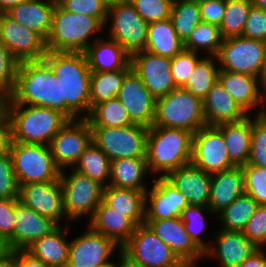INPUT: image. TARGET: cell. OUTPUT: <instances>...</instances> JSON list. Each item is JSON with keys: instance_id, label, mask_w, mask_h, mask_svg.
<instances>
[{"instance_id": "obj_1", "label": "cell", "mask_w": 266, "mask_h": 267, "mask_svg": "<svg viewBox=\"0 0 266 267\" xmlns=\"http://www.w3.org/2000/svg\"><path fill=\"white\" fill-rule=\"evenodd\" d=\"M42 60L60 84L61 113L69 120L86 119L91 111V70L84 52L47 51Z\"/></svg>"}, {"instance_id": "obj_2", "label": "cell", "mask_w": 266, "mask_h": 267, "mask_svg": "<svg viewBox=\"0 0 266 267\" xmlns=\"http://www.w3.org/2000/svg\"><path fill=\"white\" fill-rule=\"evenodd\" d=\"M192 137L193 133L182 128L149 127L146 148L149 173L166 177L171 171L191 163Z\"/></svg>"}, {"instance_id": "obj_3", "label": "cell", "mask_w": 266, "mask_h": 267, "mask_svg": "<svg viewBox=\"0 0 266 267\" xmlns=\"http://www.w3.org/2000/svg\"><path fill=\"white\" fill-rule=\"evenodd\" d=\"M7 104L35 105L61 112L60 84L51 68L43 60L20 62Z\"/></svg>"}, {"instance_id": "obj_4", "label": "cell", "mask_w": 266, "mask_h": 267, "mask_svg": "<svg viewBox=\"0 0 266 267\" xmlns=\"http://www.w3.org/2000/svg\"><path fill=\"white\" fill-rule=\"evenodd\" d=\"M7 111L14 142L49 145L69 120L58 110L35 105L7 104Z\"/></svg>"}, {"instance_id": "obj_5", "label": "cell", "mask_w": 266, "mask_h": 267, "mask_svg": "<svg viewBox=\"0 0 266 267\" xmlns=\"http://www.w3.org/2000/svg\"><path fill=\"white\" fill-rule=\"evenodd\" d=\"M103 29L104 25L97 18L68 12L57 3L46 39L47 51L84 52L95 41L90 37L102 33Z\"/></svg>"}, {"instance_id": "obj_6", "label": "cell", "mask_w": 266, "mask_h": 267, "mask_svg": "<svg viewBox=\"0 0 266 267\" xmlns=\"http://www.w3.org/2000/svg\"><path fill=\"white\" fill-rule=\"evenodd\" d=\"M206 125L203 100L183 87L156 99L153 126L182 128L196 133Z\"/></svg>"}, {"instance_id": "obj_7", "label": "cell", "mask_w": 266, "mask_h": 267, "mask_svg": "<svg viewBox=\"0 0 266 267\" xmlns=\"http://www.w3.org/2000/svg\"><path fill=\"white\" fill-rule=\"evenodd\" d=\"M9 153L19 186L60 178L49 145L12 141Z\"/></svg>"}, {"instance_id": "obj_8", "label": "cell", "mask_w": 266, "mask_h": 267, "mask_svg": "<svg viewBox=\"0 0 266 267\" xmlns=\"http://www.w3.org/2000/svg\"><path fill=\"white\" fill-rule=\"evenodd\" d=\"M69 171L72 172L67 175L65 169L61 170L59 178L67 224L72 220L75 221L84 217L85 214L89 215V220L97 206L102 202L104 189L101 183L85 174L73 168H70Z\"/></svg>"}, {"instance_id": "obj_9", "label": "cell", "mask_w": 266, "mask_h": 267, "mask_svg": "<svg viewBox=\"0 0 266 267\" xmlns=\"http://www.w3.org/2000/svg\"><path fill=\"white\" fill-rule=\"evenodd\" d=\"M108 38L115 40L130 55L144 51L147 44L148 23L129 0H112L108 5Z\"/></svg>"}, {"instance_id": "obj_10", "label": "cell", "mask_w": 266, "mask_h": 267, "mask_svg": "<svg viewBox=\"0 0 266 267\" xmlns=\"http://www.w3.org/2000/svg\"><path fill=\"white\" fill-rule=\"evenodd\" d=\"M92 141L111 161L146 157L149 127L133 124L124 127H91Z\"/></svg>"}, {"instance_id": "obj_11", "label": "cell", "mask_w": 266, "mask_h": 267, "mask_svg": "<svg viewBox=\"0 0 266 267\" xmlns=\"http://www.w3.org/2000/svg\"><path fill=\"white\" fill-rule=\"evenodd\" d=\"M120 251L128 262L139 267H170L180 261L145 223L136 226Z\"/></svg>"}, {"instance_id": "obj_12", "label": "cell", "mask_w": 266, "mask_h": 267, "mask_svg": "<svg viewBox=\"0 0 266 267\" xmlns=\"http://www.w3.org/2000/svg\"><path fill=\"white\" fill-rule=\"evenodd\" d=\"M216 59L220 70L244 73L261 79L265 42L242 36L223 39Z\"/></svg>"}, {"instance_id": "obj_13", "label": "cell", "mask_w": 266, "mask_h": 267, "mask_svg": "<svg viewBox=\"0 0 266 267\" xmlns=\"http://www.w3.org/2000/svg\"><path fill=\"white\" fill-rule=\"evenodd\" d=\"M191 163L208 174L235 166L229 159L223 134L217 126L205 125L193 134Z\"/></svg>"}, {"instance_id": "obj_14", "label": "cell", "mask_w": 266, "mask_h": 267, "mask_svg": "<svg viewBox=\"0 0 266 267\" xmlns=\"http://www.w3.org/2000/svg\"><path fill=\"white\" fill-rule=\"evenodd\" d=\"M91 142L92 129L87 119L68 120L49 143L55 165L60 170L73 168Z\"/></svg>"}, {"instance_id": "obj_15", "label": "cell", "mask_w": 266, "mask_h": 267, "mask_svg": "<svg viewBox=\"0 0 266 267\" xmlns=\"http://www.w3.org/2000/svg\"><path fill=\"white\" fill-rule=\"evenodd\" d=\"M0 40L20 63L39 61L47 53L46 40L36 31L0 13Z\"/></svg>"}, {"instance_id": "obj_16", "label": "cell", "mask_w": 266, "mask_h": 267, "mask_svg": "<svg viewBox=\"0 0 266 267\" xmlns=\"http://www.w3.org/2000/svg\"><path fill=\"white\" fill-rule=\"evenodd\" d=\"M115 249L119 251L121 247L87 226L83 234L70 241L66 267H104L113 262L110 258Z\"/></svg>"}, {"instance_id": "obj_17", "label": "cell", "mask_w": 266, "mask_h": 267, "mask_svg": "<svg viewBox=\"0 0 266 267\" xmlns=\"http://www.w3.org/2000/svg\"><path fill=\"white\" fill-rule=\"evenodd\" d=\"M130 64L155 99L166 96L177 87L171 74L170 58L144 50L132 54Z\"/></svg>"}, {"instance_id": "obj_18", "label": "cell", "mask_w": 266, "mask_h": 267, "mask_svg": "<svg viewBox=\"0 0 266 267\" xmlns=\"http://www.w3.org/2000/svg\"><path fill=\"white\" fill-rule=\"evenodd\" d=\"M19 200L38 214L54 220L58 225H61L66 217L60 179L20 185Z\"/></svg>"}, {"instance_id": "obj_19", "label": "cell", "mask_w": 266, "mask_h": 267, "mask_svg": "<svg viewBox=\"0 0 266 267\" xmlns=\"http://www.w3.org/2000/svg\"><path fill=\"white\" fill-rule=\"evenodd\" d=\"M117 98L122 102L134 124L153 125L156 99L141 78L132 70L125 76Z\"/></svg>"}, {"instance_id": "obj_20", "label": "cell", "mask_w": 266, "mask_h": 267, "mask_svg": "<svg viewBox=\"0 0 266 267\" xmlns=\"http://www.w3.org/2000/svg\"><path fill=\"white\" fill-rule=\"evenodd\" d=\"M153 182L145 194V219L181 216L182 210L189 205L185 195L166 177L158 176Z\"/></svg>"}, {"instance_id": "obj_21", "label": "cell", "mask_w": 266, "mask_h": 267, "mask_svg": "<svg viewBox=\"0 0 266 267\" xmlns=\"http://www.w3.org/2000/svg\"><path fill=\"white\" fill-rule=\"evenodd\" d=\"M144 223L178 256L180 260L198 262L204 252L194 243L186 232L181 217L170 219H145ZM202 257V258H201Z\"/></svg>"}, {"instance_id": "obj_22", "label": "cell", "mask_w": 266, "mask_h": 267, "mask_svg": "<svg viewBox=\"0 0 266 267\" xmlns=\"http://www.w3.org/2000/svg\"><path fill=\"white\" fill-rule=\"evenodd\" d=\"M211 242L204 256L216 258L221 267H239L259 249L241 231L219 229Z\"/></svg>"}, {"instance_id": "obj_23", "label": "cell", "mask_w": 266, "mask_h": 267, "mask_svg": "<svg viewBox=\"0 0 266 267\" xmlns=\"http://www.w3.org/2000/svg\"><path fill=\"white\" fill-rule=\"evenodd\" d=\"M218 81L234 101L248 114L257 106L265 107L266 91L260 78L231 71L220 70Z\"/></svg>"}, {"instance_id": "obj_24", "label": "cell", "mask_w": 266, "mask_h": 267, "mask_svg": "<svg viewBox=\"0 0 266 267\" xmlns=\"http://www.w3.org/2000/svg\"><path fill=\"white\" fill-rule=\"evenodd\" d=\"M14 214L13 251L25 250L59 226L54 220L38 214L20 200L15 203Z\"/></svg>"}, {"instance_id": "obj_25", "label": "cell", "mask_w": 266, "mask_h": 267, "mask_svg": "<svg viewBox=\"0 0 266 267\" xmlns=\"http://www.w3.org/2000/svg\"><path fill=\"white\" fill-rule=\"evenodd\" d=\"M166 178L185 195L189 205L208 206L211 174L189 163L171 171Z\"/></svg>"}, {"instance_id": "obj_26", "label": "cell", "mask_w": 266, "mask_h": 267, "mask_svg": "<svg viewBox=\"0 0 266 267\" xmlns=\"http://www.w3.org/2000/svg\"><path fill=\"white\" fill-rule=\"evenodd\" d=\"M84 54L91 72H112L131 68V55L115 40L95 37Z\"/></svg>"}, {"instance_id": "obj_27", "label": "cell", "mask_w": 266, "mask_h": 267, "mask_svg": "<svg viewBox=\"0 0 266 267\" xmlns=\"http://www.w3.org/2000/svg\"><path fill=\"white\" fill-rule=\"evenodd\" d=\"M88 226L122 247L130 239L137 225L124 213H119L102 201L89 219Z\"/></svg>"}, {"instance_id": "obj_28", "label": "cell", "mask_w": 266, "mask_h": 267, "mask_svg": "<svg viewBox=\"0 0 266 267\" xmlns=\"http://www.w3.org/2000/svg\"><path fill=\"white\" fill-rule=\"evenodd\" d=\"M203 112L206 125L217 126L223 123H237L248 114L234 101L217 81L203 99Z\"/></svg>"}, {"instance_id": "obj_29", "label": "cell", "mask_w": 266, "mask_h": 267, "mask_svg": "<svg viewBox=\"0 0 266 267\" xmlns=\"http://www.w3.org/2000/svg\"><path fill=\"white\" fill-rule=\"evenodd\" d=\"M244 193V172L242 166L211 174L210 198L208 206L217 214L228 207Z\"/></svg>"}, {"instance_id": "obj_30", "label": "cell", "mask_w": 266, "mask_h": 267, "mask_svg": "<svg viewBox=\"0 0 266 267\" xmlns=\"http://www.w3.org/2000/svg\"><path fill=\"white\" fill-rule=\"evenodd\" d=\"M56 4L49 0H30L11 7L6 14L19 24L36 31L46 40L52 28Z\"/></svg>"}, {"instance_id": "obj_31", "label": "cell", "mask_w": 266, "mask_h": 267, "mask_svg": "<svg viewBox=\"0 0 266 267\" xmlns=\"http://www.w3.org/2000/svg\"><path fill=\"white\" fill-rule=\"evenodd\" d=\"M64 227L59 225L50 234L34 241L25 250L51 267H66L70 246L66 234L70 226L64 224Z\"/></svg>"}, {"instance_id": "obj_32", "label": "cell", "mask_w": 266, "mask_h": 267, "mask_svg": "<svg viewBox=\"0 0 266 267\" xmlns=\"http://www.w3.org/2000/svg\"><path fill=\"white\" fill-rule=\"evenodd\" d=\"M146 190L118 188L107 185L103 189L102 201L119 213H124L136 225L144 224Z\"/></svg>"}, {"instance_id": "obj_33", "label": "cell", "mask_w": 266, "mask_h": 267, "mask_svg": "<svg viewBox=\"0 0 266 267\" xmlns=\"http://www.w3.org/2000/svg\"><path fill=\"white\" fill-rule=\"evenodd\" d=\"M221 130L229 159L235 166L246 165L251 149V117L248 115L237 123L217 125Z\"/></svg>"}, {"instance_id": "obj_34", "label": "cell", "mask_w": 266, "mask_h": 267, "mask_svg": "<svg viewBox=\"0 0 266 267\" xmlns=\"http://www.w3.org/2000/svg\"><path fill=\"white\" fill-rule=\"evenodd\" d=\"M148 173L146 157L117 159L111 161L109 185L118 188L147 190L148 187L144 180Z\"/></svg>"}, {"instance_id": "obj_35", "label": "cell", "mask_w": 266, "mask_h": 267, "mask_svg": "<svg viewBox=\"0 0 266 267\" xmlns=\"http://www.w3.org/2000/svg\"><path fill=\"white\" fill-rule=\"evenodd\" d=\"M184 49L170 18L148 24L145 51L172 59Z\"/></svg>"}, {"instance_id": "obj_36", "label": "cell", "mask_w": 266, "mask_h": 267, "mask_svg": "<svg viewBox=\"0 0 266 267\" xmlns=\"http://www.w3.org/2000/svg\"><path fill=\"white\" fill-rule=\"evenodd\" d=\"M73 169L85 174L93 180H96L104 187L109 185L111 175V160L93 143V141L81 153L80 158L74 165Z\"/></svg>"}, {"instance_id": "obj_37", "label": "cell", "mask_w": 266, "mask_h": 267, "mask_svg": "<svg viewBox=\"0 0 266 267\" xmlns=\"http://www.w3.org/2000/svg\"><path fill=\"white\" fill-rule=\"evenodd\" d=\"M131 70V68H124L123 70H116L112 72H91V109L96 104L116 98L120 88L122 87L125 76Z\"/></svg>"}, {"instance_id": "obj_38", "label": "cell", "mask_w": 266, "mask_h": 267, "mask_svg": "<svg viewBox=\"0 0 266 267\" xmlns=\"http://www.w3.org/2000/svg\"><path fill=\"white\" fill-rule=\"evenodd\" d=\"M258 206L259 204L253 197L243 193L228 207L217 213L219 222H222L223 226L220 229L242 232Z\"/></svg>"}, {"instance_id": "obj_39", "label": "cell", "mask_w": 266, "mask_h": 267, "mask_svg": "<svg viewBox=\"0 0 266 267\" xmlns=\"http://www.w3.org/2000/svg\"><path fill=\"white\" fill-rule=\"evenodd\" d=\"M86 119L91 127H124L134 124L117 97L96 104Z\"/></svg>"}, {"instance_id": "obj_40", "label": "cell", "mask_w": 266, "mask_h": 267, "mask_svg": "<svg viewBox=\"0 0 266 267\" xmlns=\"http://www.w3.org/2000/svg\"><path fill=\"white\" fill-rule=\"evenodd\" d=\"M170 20L177 36L184 43L202 22L198 0H175L171 6Z\"/></svg>"}, {"instance_id": "obj_41", "label": "cell", "mask_w": 266, "mask_h": 267, "mask_svg": "<svg viewBox=\"0 0 266 267\" xmlns=\"http://www.w3.org/2000/svg\"><path fill=\"white\" fill-rule=\"evenodd\" d=\"M216 56H204L196 65L184 87L194 96L204 99L218 81L220 68Z\"/></svg>"}, {"instance_id": "obj_42", "label": "cell", "mask_w": 266, "mask_h": 267, "mask_svg": "<svg viewBox=\"0 0 266 267\" xmlns=\"http://www.w3.org/2000/svg\"><path fill=\"white\" fill-rule=\"evenodd\" d=\"M222 41L218 26L200 22L184 42V49L197 53L204 50L208 56H216Z\"/></svg>"}, {"instance_id": "obj_43", "label": "cell", "mask_w": 266, "mask_h": 267, "mask_svg": "<svg viewBox=\"0 0 266 267\" xmlns=\"http://www.w3.org/2000/svg\"><path fill=\"white\" fill-rule=\"evenodd\" d=\"M251 7L249 0H226L224 16L219 26L223 39L242 36Z\"/></svg>"}, {"instance_id": "obj_44", "label": "cell", "mask_w": 266, "mask_h": 267, "mask_svg": "<svg viewBox=\"0 0 266 267\" xmlns=\"http://www.w3.org/2000/svg\"><path fill=\"white\" fill-rule=\"evenodd\" d=\"M205 211H207L209 215L214 214L209 206L188 205L182 210L180 216L186 232L203 252L211 246V244L205 242L200 236L206 227Z\"/></svg>"}, {"instance_id": "obj_45", "label": "cell", "mask_w": 266, "mask_h": 267, "mask_svg": "<svg viewBox=\"0 0 266 267\" xmlns=\"http://www.w3.org/2000/svg\"><path fill=\"white\" fill-rule=\"evenodd\" d=\"M251 119V149L247 164L266 168V109Z\"/></svg>"}, {"instance_id": "obj_46", "label": "cell", "mask_w": 266, "mask_h": 267, "mask_svg": "<svg viewBox=\"0 0 266 267\" xmlns=\"http://www.w3.org/2000/svg\"><path fill=\"white\" fill-rule=\"evenodd\" d=\"M244 172V193L253 197L259 205H266V168L246 164Z\"/></svg>"}, {"instance_id": "obj_47", "label": "cell", "mask_w": 266, "mask_h": 267, "mask_svg": "<svg viewBox=\"0 0 266 267\" xmlns=\"http://www.w3.org/2000/svg\"><path fill=\"white\" fill-rule=\"evenodd\" d=\"M197 52L183 49L171 59V74L177 87H185L197 63L203 58Z\"/></svg>"}, {"instance_id": "obj_48", "label": "cell", "mask_w": 266, "mask_h": 267, "mask_svg": "<svg viewBox=\"0 0 266 267\" xmlns=\"http://www.w3.org/2000/svg\"><path fill=\"white\" fill-rule=\"evenodd\" d=\"M58 4L66 11L97 18L104 26L107 22V0H60Z\"/></svg>"}, {"instance_id": "obj_49", "label": "cell", "mask_w": 266, "mask_h": 267, "mask_svg": "<svg viewBox=\"0 0 266 267\" xmlns=\"http://www.w3.org/2000/svg\"><path fill=\"white\" fill-rule=\"evenodd\" d=\"M140 17L148 24L170 18L172 3L169 0H129Z\"/></svg>"}, {"instance_id": "obj_50", "label": "cell", "mask_w": 266, "mask_h": 267, "mask_svg": "<svg viewBox=\"0 0 266 267\" xmlns=\"http://www.w3.org/2000/svg\"><path fill=\"white\" fill-rule=\"evenodd\" d=\"M19 189L10 153H0V198H19Z\"/></svg>"}, {"instance_id": "obj_51", "label": "cell", "mask_w": 266, "mask_h": 267, "mask_svg": "<svg viewBox=\"0 0 266 267\" xmlns=\"http://www.w3.org/2000/svg\"><path fill=\"white\" fill-rule=\"evenodd\" d=\"M19 62L0 40V89L10 96L16 83Z\"/></svg>"}, {"instance_id": "obj_52", "label": "cell", "mask_w": 266, "mask_h": 267, "mask_svg": "<svg viewBox=\"0 0 266 267\" xmlns=\"http://www.w3.org/2000/svg\"><path fill=\"white\" fill-rule=\"evenodd\" d=\"M19 198H0V240L6 249L13 251V232L15 224V203Z\"/></svg>"}, {"instance_id": "obj_53", "label": "cell", "mask_w": 266, "mask_h": 267, "mask_svg": "<svg viewBox=\"0 0 266 267\" xmlns=\"http://www.w3.org/2000/svg\"><path fill=\"white\" fill-rule=\"evenodd\" d=\"M243 234L258 248L266 247V205H259L249 218ZM265 246V247H264Z\"/></svg>"}, {"instance_id": "obj_54", "label": "cell", "mask_w": 266, "mask_h": 267, "mask_svg": "<svg viewBox=\"0 0 266 267\" xmlns=\"http://www.w3.org/2000/svg\"><path fill=\"white\" fill-rule=\"evenodd\" d=\"M242 37L266 42V12L252 6L246 20Z\"/></svg>"}, {"instance_id": "obj_55", "label": "cell", "mask_w": 266, "mask_h": 267, "mask_svg": "<svg viewBox=\"0 0 266 267\" xmlns=\"http://www.w3.org/2000/svg\"><path fill=\"white\" fill-rule=\"evenodd\" d=\"M202 22L220 26L226 0H198Z\"/></svg>"}, {"instance_id": "obj_56", "label": "cell", "mask_w": 266, "mask_h": 267, "mask_svg": "<svg viewBox=\"0 0 266 267\" xmlns=\"http://www.w3.org/2000/svg\"><path fill=\"white\" fill-rule=\"evenodd\" d=\"M12 144V125L7 109L0 114V153L9 152Z\"/></svg>"}, {"instance_id": "obj_57", "label": "cell", "mask_w": 266, "mask_h": 267, "mask_svg": "<svg viewBox=\"0 0 266 267\" xmlns=\"http://www.w3.org/2000/svg\"><path fill=\"white\" fill-rule=\"evenodd\" d=\"M12 267H51L26 250L12 251Z\"/></svg>"}, {"instance_id": "obj_58", "label": "cell", "mask_w": 266, "mask_h": 267, "mask_svg": "<svg viewBox=\"0 0 266 267\" xmlns=\"http://www.w3.org/2000/svg\"><path fill=\"white\" fill-rule=\"evenodd\" d=\"M266 250L259 248L248 257L239 267H266Z\"/></svg>"}, {"instance_id": "obj_59", "label": "cell", "mask_w": 266, "mask_h": 267, "mask_svg": "<svg viewBox=\"0 0 266 267\" xmlns=\"http://www.w3.org/2000/svg\"><path fill=\"white\" fill-rule=\"evenodd\" d=\"M30 0H0V13H6L11 7Z\"/></svg>"}, {"instance_id": "obj_60", "label": "cell", "mask_w": 266, "mask_h": 267, "mask_svg": "<svg viewBox=\"0 0 266 267\" xmlns=\"http://www.w3.org/2000/svg\"><path fill=\"white\" fill-rule=\"evenodd\" d=\"M0 267H12V251L6 250L0 255Z\"/></svg>"}, {"instance_id": "obj_61", "label": "cell", "mask_w": 266, "mask_h": 267, "mask_svg": "<svg viewBox=\"0 0 266 267\" xmlns=\"http://www.w3.org/2000/svg\"><path fill=\"white\" fill-rule=\"evenodd\" d=\"M9 96L0 89V114H2L7 109Z\"/></svg>"}, {"instance_id": "obj_62", "label": "cell", "mask_w": 266, "mask_h": 267, "mask_svg": "<svg viewBox=\"0 0 266 267\" xmlns=\"http://www.w3.org/2000/svg\"><path fill=\"white\" fill-rule=\"evenodd\" d=\"M190 260H180L175 265L170 267H197L198 263Z\"/></svg>"}, {"instance_id": "obj_63", "label": "cell", "mask_w": 266, "mask_h": 267, "mask_svg": "<svg viewBox=\"0 0 266 267\" xmlns=\"http://www.w3.org/2000/svg\"><path fill=\"white\" fill-rule=\"evenodd\" d=\"M252 6L258 7L266 12V0H249Z\"/></svg>"}, {"instance_id": "obj_64", "label": "cell", "mask_w": 266, "mask_h": 267, "mask_svg": "<svg viewBox=\"0 0 266 267\" xmlns=\"http://www.w3.org/2000/svg\"><path fill=\"white\" fill-rule=\"evenodd\" d=\"M261 82H262V86L264 90L266 91V42H265V60H264V67H263Z\"/></svg>"}, {"instance_id": "obj_65", "label": "cell", "mask_w": 266, "mask_h": 267, "mask_svg": "<svg viewBox=\"0 0 266 267\" xmlns=\"http://www.w3.org/2000/svg\"><path fill=\"white\" fill-rule=\"evenodd\" d=\"M119 255H118V259L119 260H117L118 262L117 263H113V262H111L110 264H108V265H106V266H104V267H122V254H121V251H119V253H118Z\"/></svg>"}, {"instance_id": "obj_66", "label": "cell", "mask_w": 266, "mask_h": 267, "mask_svg": "<svg viewBox=\"0 0 266 267\" xmlns=\"http://www.w3.org/2000/svg\"><path fill=\"white\" fill-rule=\"evenodd\" d=\"M122 267H139L128 262L122 255Z\"/></svg>"}, {"instance_id": "obj_67", "label": "cell", "mask_w": 266, "mask_h": 267, "mask_svg": "<svg viewBox=\"0 0 266 267\" xmlns=\"http://www.w3.org/2000/svg\"><path fill=\"white\" fill-rule=\"evenodd\" d=\"M6 250L5 244L0 240V255H2Z\"/></svg>"}, {"instance_id": "obj_68", "label": "cell", "mask_w": 266, "mask_h": 267, "mask_svg": "<svg viewBox=\"0 0 266 267\" xmlns=\"http://www.w3.org/2000/svg\"><path fill=\"white\" fill-rule=\"evenodd\" d=\"M49 1H52V2L58 3L60 0H49Z\"/></svg>"}]
</instances>
